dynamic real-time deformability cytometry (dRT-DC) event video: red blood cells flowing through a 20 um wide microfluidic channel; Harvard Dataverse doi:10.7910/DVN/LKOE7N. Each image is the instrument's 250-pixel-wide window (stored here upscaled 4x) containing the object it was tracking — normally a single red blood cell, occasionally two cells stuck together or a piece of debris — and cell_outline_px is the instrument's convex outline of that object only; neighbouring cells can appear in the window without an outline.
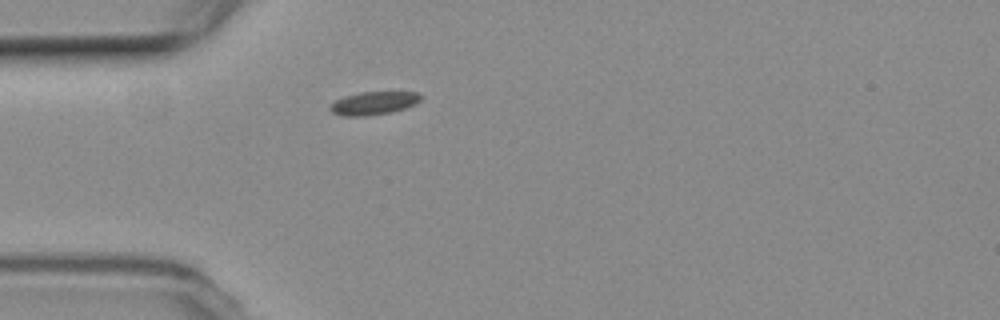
{"species": "common noctule bat (a hibernating species)", "species_latin": "Nyctalus noctula", "temperature_condition": "room temperature", "stored_images_in_passage": 3, "camera_frame_rate_fps": 3000, "um_per_image_px": 0.085, "animal": {"sex": "female", "body_mass_g": 19.3, "forearm_length_mm": 54.1}, "frame": {"image": 1, "passage_image": 1, "time_ms": 0.0, "image_size_px": [1000, 320], "cell_outline_px": [[424, 96], [416, 104], [392, 112], [368, 116], [344, 116], [332, 112], [328, 108], [336, 100], [344, 96], [360, 92], [420, 92]], "centroid_in_image_um": [31.8, 8.76], "position_along_channel_um": 53.2, "area_um2": 12.31}}